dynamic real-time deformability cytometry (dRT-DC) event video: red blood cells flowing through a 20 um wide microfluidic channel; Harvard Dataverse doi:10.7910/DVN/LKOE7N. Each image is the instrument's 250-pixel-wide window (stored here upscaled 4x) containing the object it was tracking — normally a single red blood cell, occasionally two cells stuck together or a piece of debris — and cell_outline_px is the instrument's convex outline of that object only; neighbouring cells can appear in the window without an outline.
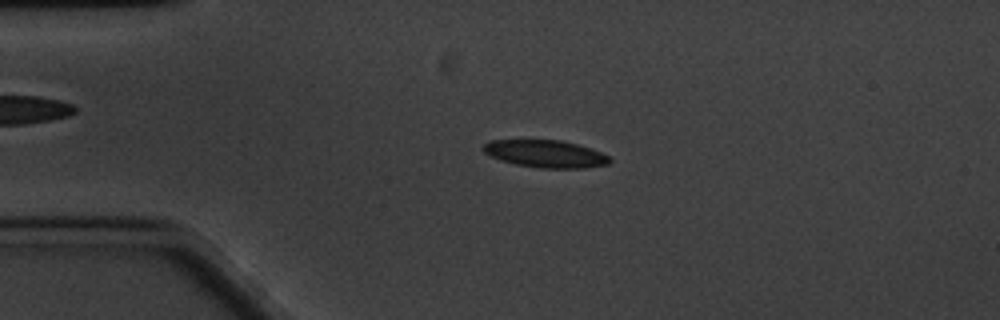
{"species": "common noctule bat (a hibernating species)", "species_latin": "Nyctalus noctula", "temperature_condition": "cold", "stored_images_in_passage": 60, "camera_frame_rate_fps": 3000, "um_per_image_px": 0.085, "animal": {"sex": "male", "body_mass_g": 20.1, "forearm_length_mm": 53.5}, "frame": {"image": 1, "passage_image": 13, "time_ms": 4.0, "image_size_px": [1000, 320], "cell_outline_px": [[612, 160], [608, 164], [584, 168], [540, 168], [516, 164], [500, 160], [484, 152], [480, 148], [484, 144], [492, 140], [560, 140], [592, 148], [612, 156]], "centroid_in_image_um": [46.41, 13.07], "position_along_channel_um": 38.6, "area_um2": 20.29}}
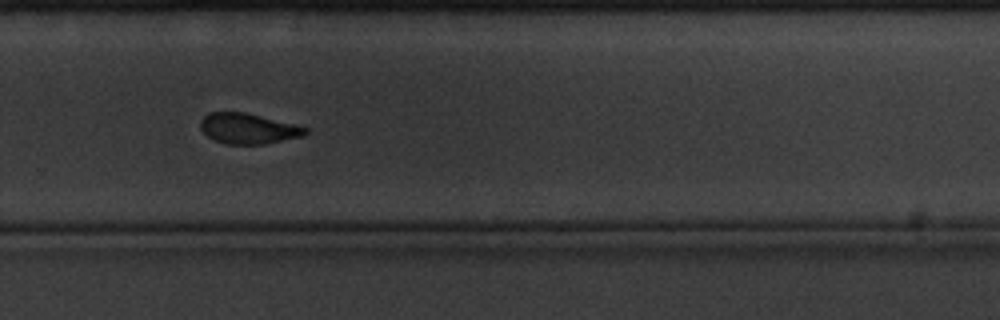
{"frame": {"image": 2, "passage_image": 40, "time_ms": 13.0, "image_size_px": [1000, 320], "cell_outline_px": [[308, 132], [304, 136], [264, 144], [228, 144], [216, 140], [208, 136], [200, 128], [200, 120], [208, 112], [244, 112], [308, 128]], "centroid_in_image_um": [21.08, 10.93], "position_along_channel_um": 308.7, "area_um2": 18.38}}
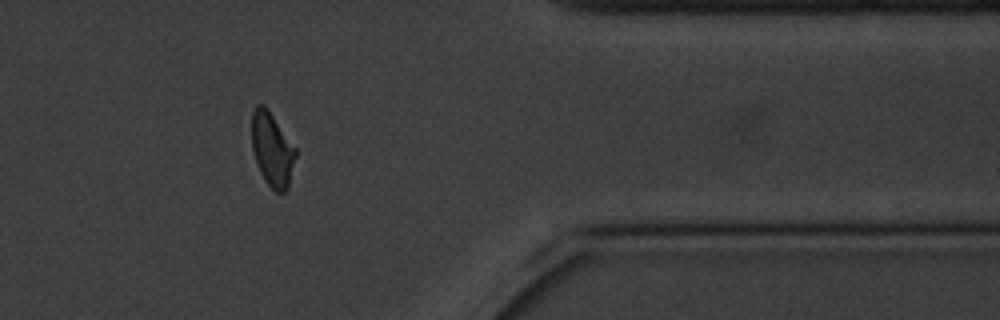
{"frame": {"image": 3, "passage_image": 49, "time_ms": 16.0, "image_size_px": [1000, 320], "cell_outline_px": [[296, 156], [288, 188], [284, 192], [276, 192], [264, 180], [256, 164], [252, 148], [252, 112], [256, 104], [264, 104], [296, 148]], "centroid_in_image_um": [23.12, 12.71], "position_along_channel_um": 388.3, "area_um2": 18.84}, "authors_computed_cell_mechanics": {"area_um2": 19.9121, "velocity_mm_per_s": 3.297, "shape_relaxation_time_tau1_ms": 4.3273, "shape_relaxation_time_tau2_ms": 3.404, "deformation_change_tau1": 0.1027, "deformation_change_tau2": 0.0659}}